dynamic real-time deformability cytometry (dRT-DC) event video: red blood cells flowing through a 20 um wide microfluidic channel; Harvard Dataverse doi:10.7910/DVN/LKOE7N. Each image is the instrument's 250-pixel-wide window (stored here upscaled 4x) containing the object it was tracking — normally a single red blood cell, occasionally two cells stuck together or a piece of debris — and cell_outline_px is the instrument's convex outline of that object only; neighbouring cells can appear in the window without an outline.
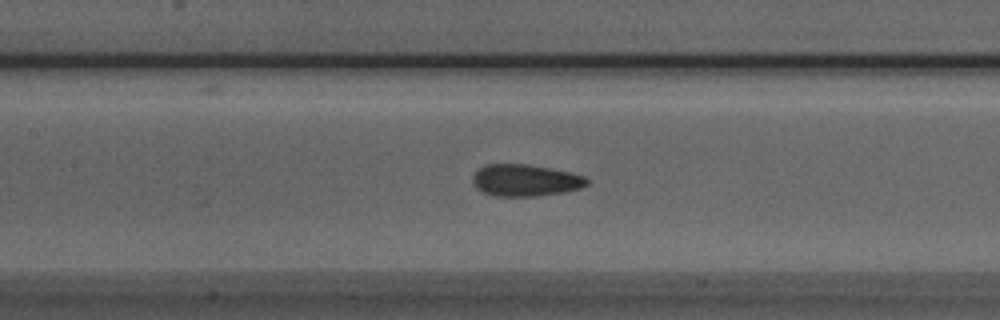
{"species": "Egyptian fruit bat (a non-hibernating species)", "species_latin": "Rousettus aegyptiacus", "temperature_condition": "room temperature", "stored_images_in_passage": 37, "camera_frame_rate_fps": 3000, "um_per_image_px": 0.085, "animal": {"sex": "male"}, "frame": {"image": 1, "passage_image": 9, "time_ms": 2.667, "image_size_px": [1000, 320], "cell_outline_px": [[588, 184], [580, 188], [564, 192], [536, 196], [496, 196], [480, 192], [472, 184], [472, 176], [484, 164], [524, 164], [548, 168], [568, 172], [584, 176], [588, 180]], "centroid_in_image_um": [44.6, 15.34], "position_along_channel_um": 162.8, "area_um2": 21.15}}
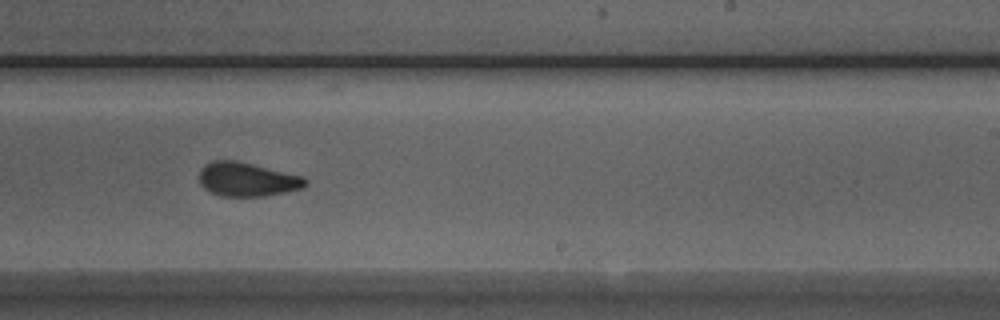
{"frame": {"image": 2, "passage_image": 17, "time_ms": 5.333, "image_size_px": [1000, 320], "cell_outline_px": [[308, 184], [304, 188], [264, 196], [220, 196], [204, 188], [200, 184], [200, 168], [204, 164], [212, 160], [236, 160], [304, 176], [308, 180]], "centroid_in_image_um": [21.02, 15.24], "position_along_channel_um": 268.0, "area_um2": 21.15}}
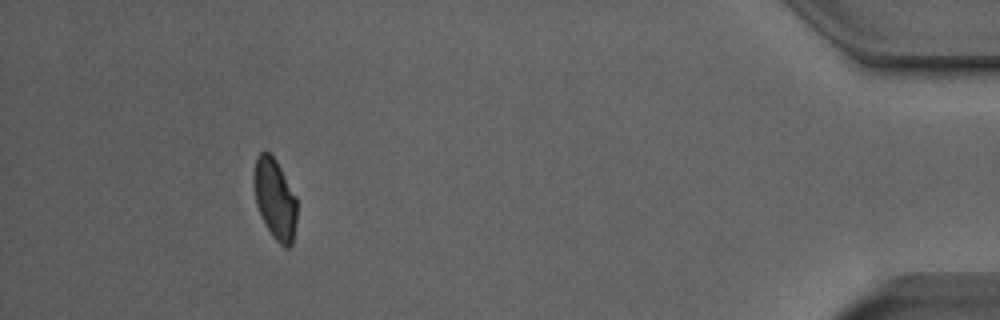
{"frame": {"image": 3, "passage_image": 33, "time_ms": 10.667, "image_size_px": [1000, 320], "cell_outline_px": [[296, 220], [292, 244], [288, 248], [284, 248], [272, 236], [256, 204], [252, 180], [252, 176], [256, 156], [260, 152], [268, 152], [276, 160], [296, 196]], "centroid_in_image_um": [23.35, 16.89], "position_along_channel_um": 411.9, "area_um2": 20.17}, "authors_computed_cell_mechanics": {"area_um2": 21.1548, "velocity_mm_per_s": 3.9622, "shape_relaxation_time_tau1_ms": 3.7421, "shape_relaxation_time_tau2_ms": 0.8449, "deformation_change_tau1": 0.1167, "deformation_change_tau2": 0.0552}}